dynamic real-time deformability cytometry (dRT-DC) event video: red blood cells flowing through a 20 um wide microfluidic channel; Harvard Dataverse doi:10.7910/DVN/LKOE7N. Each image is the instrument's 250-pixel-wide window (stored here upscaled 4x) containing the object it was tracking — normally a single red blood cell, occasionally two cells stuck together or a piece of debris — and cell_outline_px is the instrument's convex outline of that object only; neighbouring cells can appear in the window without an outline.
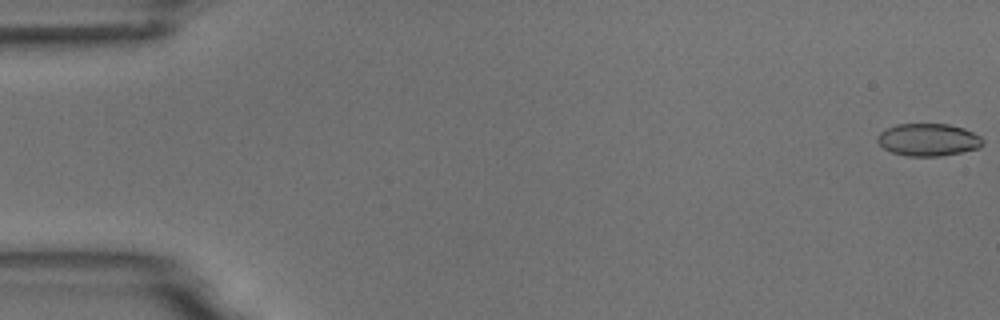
{"species": "common noctule bat (a hibernating species)", "species_latin": "Nyctalus noctula", "temperature_condition": "room temperature", "stored_images_in_passage": 8, "camera_frame_rate_fps": 3000, "um_per_image_px": 0.085, "animal": {"sex": "male", "body_mass_g": 18.8}, "frame": {"image": 1, "passage_image": 1, "time_ms": 0.0, "image_size_px": [1000, 320], "cell_outline_px": [[984, 144], [980, 148], [940, 156], [908, 156], [892, 152], [884, 148], [876, 140], [876, 136], [880, 132], [896, 124], [948, 124], [964, 128], [980, 136], [984, 140]], "centroid_in_image_um": [78.91, 11.87], "position_along_channel_um": 6.1, "area_um2": 19.94}}
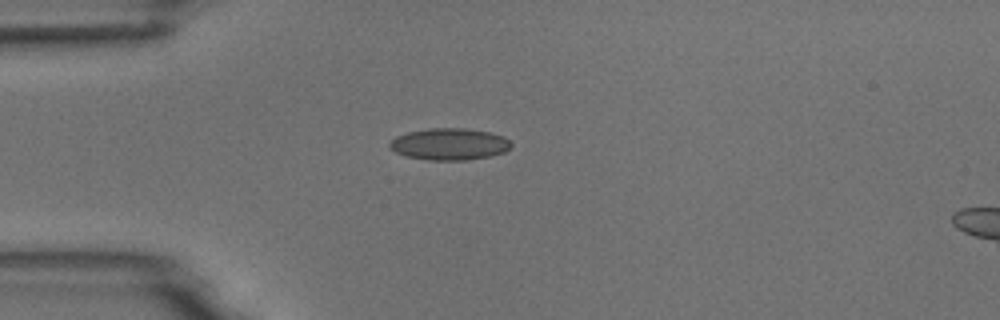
{"frame": {"image": 2, "passage_image": 5, "time_ms": 4.667, "image_size_px": [1000, 320], "cell_outline_px": [[512, 144], [504, 152], [488, 156], [468, 160], [428, 160], [408, 156], [396, 152], [388, 148], [388, 144], [396, 136], [408, 132], [428, 128], [464, 128], [488, 132], [504, 136]], "centroid_in_image_um": [38.17, 12.24], "position_along_channel_um": 46.8, "area_um2": 22.37}}